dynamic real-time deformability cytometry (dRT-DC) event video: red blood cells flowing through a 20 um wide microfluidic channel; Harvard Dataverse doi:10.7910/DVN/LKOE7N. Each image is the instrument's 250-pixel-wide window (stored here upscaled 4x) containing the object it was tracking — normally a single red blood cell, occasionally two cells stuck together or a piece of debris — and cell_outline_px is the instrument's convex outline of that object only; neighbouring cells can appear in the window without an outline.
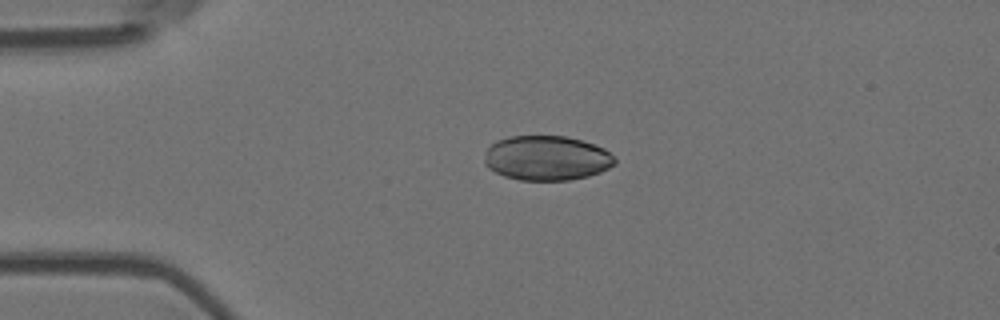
{"species": "Egyptian fruit bat (a non-hibernating species)", "species_latin": "Rousettus aegyptiacus", "temperature_condition": "room temperature", "stored_images_in_passage": 5, "camera_frame_rate_fps": 3000, "um_per_image_px": 0.085, "animal": {"sex": "female"}, "frame": {"image": 1, "passage_image": 3, "time_ms": 0.667, "image_size_px": [1000, 320], "cell_outline_px": [[616, 164], [600, 172], [588, 176], [568, 180], [520, 180], [504, 176], [488, 168], [484, 164], [484, 160], [488, 148], [496, 140], [508, 136], [564, 136], [580, 140], [604, 148], [616, 160]], "centroid_in_image_um": [46.45, 13.44], "position_along_channel_um": 38.6, "area_um2": 33.87}}
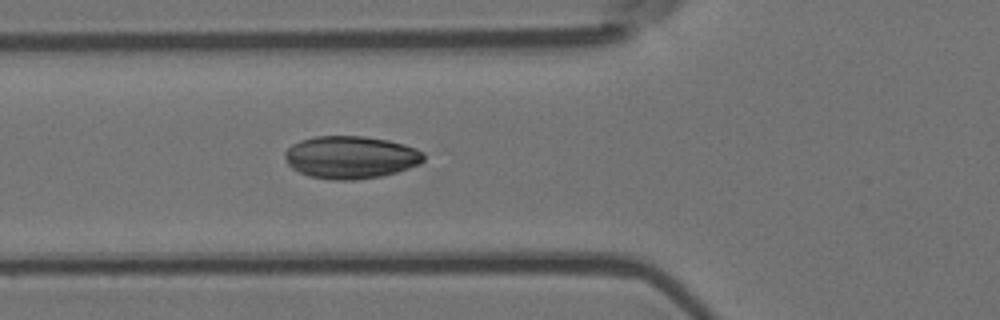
{"frame": {"image": 2, "passage_image": 5, "time_ms": 1.333, "image_size_px": [1000, 320], "cell_outline_px": [[424, 160], [420, 164], [396, 172], [380, 176], [356, 180], [332, 180], [308, 176], [292, 168], [288, 164], [284, 156], [284, 152], [292, 144], [300, 140], [316, 136], [364, 136], [388, 140], [404, 144], [416, 148], [424, 152]], "centroid_in_image_um": [29.81, 13.36], "position_along_channel_um": 96.0, "area_um2": 34.62}}